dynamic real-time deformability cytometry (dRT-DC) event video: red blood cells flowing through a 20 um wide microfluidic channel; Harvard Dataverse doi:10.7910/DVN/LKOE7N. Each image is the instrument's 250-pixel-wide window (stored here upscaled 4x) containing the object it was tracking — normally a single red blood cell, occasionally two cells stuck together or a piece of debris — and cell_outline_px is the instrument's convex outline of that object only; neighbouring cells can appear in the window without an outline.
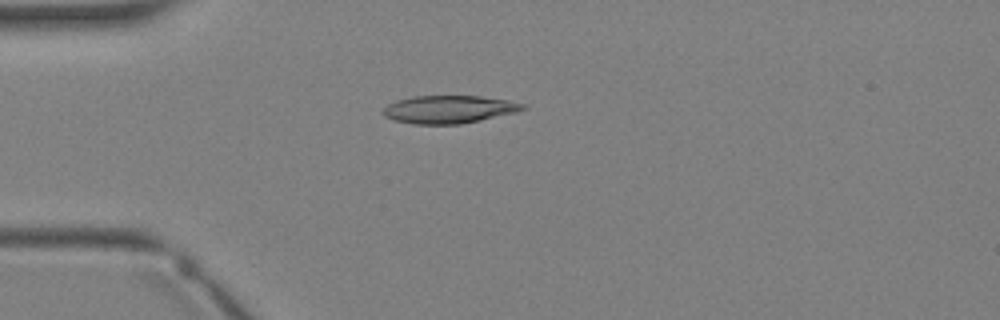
{"species": "Egyptian fruit bat (a non-hibernating species)", "species_latin": "Rousettus aegyptiacus", "temperature_condition": "warm", "stored_images_in_passage": 1, "camera_frame_rate_fps": 3000, "um_per_image_px": 0.085, "animal": {"sex": "female"}, "frame": {"image": 1, "passage_image": 1, "time_ms": 0.0, "image_size_px": [1000, 320], "cell_outline_px": [[528, 108], [516, 112], [480, 120], [460, 124], [412, 124], [392, 120], [384, 116], [380, 112], [388, 104], [396, 100], [412, 96], [480, 96], [508, 100], [528, 104]], "centroid_in_image_um": [38.15, 9.29], "position_along_channel_um": 46.8, "area_um2": 22.89}}